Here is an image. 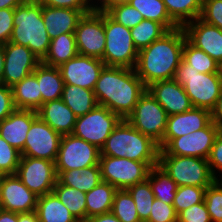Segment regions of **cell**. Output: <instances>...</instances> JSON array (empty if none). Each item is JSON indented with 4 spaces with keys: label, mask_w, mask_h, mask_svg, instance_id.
Masks as SVG:
<instances>
[{
    "label": "cell",
    "mask_w": 222,
    "mask_h": 222,
    "mask_svg": "<svg viewBox=\"0 0 222 222\" xmlns=\"http://www.w3.org/2000/svg\"><path fill=\"white\" fill-rule=\"evenodd\" d=\"M86 222H121V221L112 212H109L89 217Z\"/></svg>",
    "instance_id": "cell-52"
},
{
    "label": "cell",
    "mask_w": 222,
    "mask_h": 222,
    "mask_svg": "<svg viewBox=\"0 0 222 222\" xmlns=\"http://www.w3.org/2000/svg\"><path fill=\"white\" fill-rule=\"evenodd\" d=\"M56 172L57 180L62 185L73 187L84 193H88L102 180L100 165L89 166L83 169Z\"/></svg>",
    "instance_id": "cell-27"
},
{
    "label": "cell",
    "mask_w": 222,
    "mask_h": 222,
    "mask_svg": "<svg viewBox=\"0 0 222 222\" xmlns=\"http://www.w3.org/2000/svg\"><path fill=\"white\" fill-rule=\"evenodd\" d=\"M212 122L211 112L203 108L193 107L184 113L168 116L166 131L162 142L158 145L163 149L173 138L187 135L207 127Z\"/></svg>",
    "instance_id": "cell-20"
},
{
    "label": "cell",
    "mask_w": 222,
    "mask_h": 222,
    "mask_svg": "<svg viewBox=\"0 0 222 222\" xmlns=\"http://www.w3.org/2000/svg\"><path fill=\"white\" fill-rule=\"evenodd\" d=\"M42 5L74 10H94L96 7L90 0H38Z\"/></svg>",
    "instance_id": "cell-49"
},
{
    "label": "cell",
    "mask_w": 222,
    "mask_h": 222,
    "mask_svg": "<svg viewBox=\"0 0 222 222\" xmlns=\"http://www.w3.org/2000/svg\"><path fill=\"white\" fill-rule=\"evenodd\" d=\"M117 190L115 186L101 180L97 186L86 193V221L94 215L111 212Z\"/></svg>",
    "instance_id": "cell-29"
},
{
    "label": "cell",
    "mask_w": 222,
    "mask_h": 222,
    "mask_svg": "<svg viewBox=\"0 0 222 222\" xmlns=\"http://www.w3.org/2000/svg\"><path fill=\"white\" fill-rule=\"evenodd\" d=\"M199 18L222 30V0H203Z\"/></svg>",
    "instance_id": "cell-44"
},
{
    "label": "cell",
    "mask_w": 222,
    "mask_h": 222,
    "mask_svg": "<svg viewBox=\"0 0 222 222\" xmlns=\"http://www.w3.org/2000/svg\"><path fill=\"white\" fill-rule=\"evenodd\" d=\"M121 120L105 106L97 105L89 113L77 117L72 134L101 149Z\"/></svg>",
    "instance_id": "cell-10"
},
{
    "label": "cell",
    "mask_w": 222,
    "mask_h": 222,
    "mask_svg": "<svg viewBox=\"0 0 222 222\" xmlns=\"http://www.w3.org/2000/svg\"><path fill=\"white\" fill-rule=\"evenodd\" d=\"M18 222H39L35 211L28 213H18Z\"/></svg>",
    "instance_id": "cell-54"
},
{
    "label": "cell",
    "mask_w": 222,
    "mask_h": 222,
    "mask_svg": "<svg viewBox=\"0 0 222 222\" xmlns=\"http://www.w3.org/2000/svg\"><path fill=\"white\" fill-rule=\"evenodd\" d=\"M207 160L212 175L215 178L222 175V131L217 135Z\"/></svg>",
    "instance_id": "cell-47"
},
{
    "label": "cell",
    "mask_w": 222,
    "mask_h": 222,
    "mask_svg": "<svg viewBox=\"0 0 222 222\" xmlns=\"http://www.w3.org/2000/svg\"><path fill=\"white\" fill-rule=\"evenodd\" d=\"M147 91L164 108L168 116L193 108L184 88L174 79L154 82L147 86Z\"/></svg>",
    "instance_id": "cell-21"
},
{
    "label": "cell",
    "mask_w": 222,
    "mask_h": 222,
    "mask_svg": "<svg viewBox=\"0 0 222 222\" xmlns=\"http://www.w3.org/2000/svg\"><path fill=\"white\" fill-rule=\"evenodd\" d=\"M169 16L180 26L200 17L203 0H163Z\"/></svg>",
    "instance_id": "cell-35"
},
{
    "label": "cell",
    "mask_w": 222,
    "mask_h": 222,
    "mask_svg": "<svg viewBox=\"0 0 222 222\" xmlns=\"http://www.w3.org/2000/svg\"><path fill=\"white\" fill-rule=\"evenodd\" d=\"M173 79L184 88L193 107L196 108L211 112L222 94L221 73H201L183 60Z\"/></svg>",
    "instance_id": "cell-5"
},
{
    "label": "cell",
    "mask_w": 222,
    "mask_h": 222,
    "mask_svg": "<svg viewBox=\"0 0 222 222\" xmlns=\"http://www.w3.org/2000/svg\"><path fill=\"white\" fill-rule=\"evenodd\" d=\"M111 212L121 222H141L135 202L126 189L117 190L115 192Z\"/></svg>",
    "instance_id": "cell-40"
},
{
    "label": "cell",
    "mask_w": 222,
    "mask_h": 222,
    "mask_svg": "<svg viewBox=\"0 0 222 222\" xmlns=\"http://www.w3.org/2000/svg\"><path fill=\"white\" fill-rule=\"evenodd\" d=\"M104 66L105 64L101 59L78 54L61 64L58 68L64 84L94 90L99 74Z\"/></svg>",
    "instance_id": "cell-18"
},
{
    "label": "cell",
    "mask_w": 222,
    "mask_h": 222,
    "mask_svg": "<svg viewBox=\"0 0 222 222\" xmlns=\"http://www.w3.org/2000/svg\"><path fill=\"white\" fill-rule=\"evenodd\" d=\"M130 32L136 49L140 51L160 39L168 30L159 22L144 19L131 28Z\"/></svg>",
    "instance_id": "cell-37"
},
{
    "label": "cell",
    "mask_w": 222,
    "mask_h": 222,
    "mask_svg": "<svg viewBox=\"0 0 222 222\" xmlns=\"http://www.w3.org/2000/svg\"><path fill=\"white\" fill-rule=\"evenodd\" d=\"M0 222H18V213L0 209Z\"/></svg>",
    "instance_id": "cell-53"
},
{
    "label": "cell",
    "mask_w": 222,
    "mask_h": 222,
    "mask_svg": "<svg viewBox=\"0 0 222 222\" xmlns=\"http://www.w3.org/2000/svg\"><path fill=\"white\" fill-rule=\"evenodd\" d=\"M126 190L130 193L135 202L140 221L146 222L149 219L151 206L155 199L150 183L146 180L130 186Z\"/></svg>",
    "instance_id": "cell-39"
},
{
    "label": "cell",
    "mask_w": 222,
    "mask_h": 222,
    "mask_svg": "<svg viewBox=\"0 0 222 222\" xmlns=\"http://www.w3.org/2000/svg\"><path fill=\"white\" fill-rule=\"evenodd\" d=\"M147 181L150 183L155 198L173 205L178 185L164 169L159 165L151 167Z\"/></svg>",
    "instance_id": "cell-34"
},
{
    "label": "cell",
    "mask_w": 222,
    "mask_h": 222,
    "mask_svg": "<svg viewBox=\"0 0 222 222\" xmlns=\"http://www.w3.org/2000/svg\"><path fill=\"white\" fill-rule=\"evenodd\" d=\"M75 39L79 55L102 60L105 49V11L102 8L83 15L75 29Z\"/></svg>",
    "instance_id": "cell-11"
},
{
    "label": "cell",
    "mask_w": 222,
    "mask_h": 222,
    "mask_svg": "<svg viewBox=\"0 0 222 222\" xmlns=\"http://www.w3.org/2000/svg\"><path fill=\"white\" fill-rule=\"evenodd\" d=\"M53 192L78 222H86V193L73 187L62 185L58 180L55 183Z\"/></svg>",
    "instance_id": "cell-33"
},
{
    "label": "cell",
    "mask_w": 222,
    "mask_h": 222,
    "mask_svg": "<svg viewBox=\"0 0 222 222\" xmlns=\"http://www.w3.org/2000/svg\"><path fill=\"white\" fill-rule=\"evenodd\" d=\"M37 117L38 113L35 110L15 109L0 122V136L22 153L28 130Z\"/></svg>",
    "instance_id": "cell-22"
},
{
    "label": "cell",
    "mask_w": 222,
    "mask_h": 222,
    "mask_svg": "<svg viewBox=\"0 0 222 222\" xmlns=\"http://www.w3.org/2000/svg\"><path fill=\"white\" fill-rule=\"evenodd\" d=\"M101 149L73 134L63 135L60 140L56 171H70L99 165Z\"/></svg>",
    "instance_id": "cell-12"
},
{
    "label": "cell",
    "mask_w": 222,
    "mask_h": 222,
    "mask_svg": "<svg viewBox=\"0 0 222 222\" xmlns=\"http://www.w3.org/2000/svg\"><path fill=\"white\" fill-rule=\"evenodd\" d=\"M204 203L212 222H222V188L215 181L205 189Z\"/></svg>",
    "instance_id": "cell-43"
},
{
    "label": "cell",
    "mask_w": 222,
    "mask_h": 222,
    "mask_svg": "<svg viewBox=\"0 0 222 222\" xmlns=\"http://www.w3.org/2000/svg\"><path fill=\"white\" fill-rule=\"evenodd\" d=\"M215 182L222 188V175L217 176Z\"/></svg>",
    "instance_id": "cell-58"
},
{
    "label": "cell",
    "mask_w": 222,
    "mask_h": 222,
    "mask_svg": "<svg viewBox=\"0 0 222 222\" xmlns=\"http://www.w3.org/2000/svg\"><path fill=\"white\" fill-rule=\"evenodd\" d=\"M14 8L0 9V44L10 41L13 33Z\"/></svg>",
    "instance_id": "cell-48"
},
{
    "label": "cell",
    "mask_w": 222,
    "mask_h": 222,
    "mask_svg": "<svg viewBox=\"0 0 222 222\" xmlns=\"http://www.w3.org/2000/svg\"><path fill=\"white\" fill-rule=\"evenodd\" d=\"M37 113L43 121L61 136L73 133L77 116L62 99L43 103Z\"/></svg>",
    "instance_id": "cell-24"
},
{
    "label": "cell",
    "mask_w": 222,
    "mask_h": 222,
    "mask_svg": "<svg viewBox=\"0 0 222 222\" xmlns=\"http://www.w3.org/2000/svg\"><path fill=\"white\" fill-rule=\"evenodd\" d=\"M26 0H0V9L16 8L23 4Z\"/></svg>",
    "instance_id": "cell-55"
},
{
    "label": "cell",
    "mask_w": 222,
    "mask_h": 222,
    "mask_svg": "<svg viewBox=\"0 0 222 222\" xmlns=\"http://www.w3.org/2000/svg\"><path fill=\"white\" fill-rule=\"evenodd\" d=\"M11 89L16 109L37 111L42 106L39 83L33 73L14 84Z\"/></svg>",
    "instance_id": "cell-25"
},
{
    "label": "cell",
    "mask_w": 222,
    "mask_h": 222,
    "mask_svg": "<svg viewBox=\"0 0 222 222\" xmlns=\"http://www.w3.org/2000/svg\"><path fill=\"white\" fill-rule=\"evenodd\" d=\"M114 21L127 28H133L142 20V14L127 1H115L102 8Z\"/></svg>",
    "instance_id": "cell-38"
},
{
    "label": "cell",
    "mask_w": 222,
    "mask_h": 222,
    "mask_svg": "<svg viewBox=\"0 0 222 222\" xmlns=\"http://www.w3.org/2000/svg\"><path fill=\"white\" fill-rule=\"evenodd\" d=\"M207 187L180 186L177 188L173 206L177 215L192 205L204 201V193Z\"/></svg>",
    "instance_id": "cell-41"
},
{
    "label": "cell",
    "mask_w": 222,
    "mask_h": 222,
    "mask_svg": "<svg viewBox=\"0 0 222 222\" xmlns=\"http://www.w3.org/2000/svg\"><path fill=\"white\" fill-rule=\"evenodd\" d=\"M187 40L222 66V30L197 18L183 26Z\"/></svg>",
    "instance_id": "cell-19"
},
{
    "label": "cell",
    "mask_w": 222,
    "mask_h": 222,
    "mask_svg": "<svg viewBox=\"0 0 222 222\" xmlns=\"http://www.w3.org/2000/svg\"><path fill=\"white\" fill-rule=\"evenodd\" d=\"M168 114L156 99L146 90L126 120L158 145L162 142Z\"/></svg>",
    "instance_id": "cell-9"
},
{
    "label": "cell",
    "mask_w": 222,
    "mask_h": 222,
    "mask_svg": "<svg viewBox=\"0 0 222 222\" xmlns=\"http://www.w3.org/2000/svg\"><path fill=\"white\" fill-rule=\"evenodd\" d=\"M145 20L161 23L168 31L180 27L168 14L163 0H126Z\"/></svg>",
    "instance_id": "cell-32"
},
{
    "label": "cell",
    "mask_w": 222,
    "mask_h": 222,
    "mask_svg": "<svg viewBox=\"0 0 222 222\" xmlns=\"http://www.w3.org/2000/svg\"><path fill=\"white\" fill-rule=\"evenodd\" d=\"M61 99L77 117L89 113L98 105L93 90L71 84H64Z\"/></svg>",
    "instance_id": "cell-31"
},
{
    "label": "cell",
    "mask_w": 222,
    "mask_h": 222,
    "mask_svg": "<svg viewBox=\"0 0 222 222\" xmlns=\"http://www.w3.org/2000/svg\"><path fill=\"white\" fill-rule=\"evenodd\" d=\"M212 122L222 131V94L217 100L214 109L211 111Z\"/></svg>",
    "instance_id": "cell-51"
},
{
    "label": "cell",
    "mask_w": 222,
    "mask_h": 222,
    "mask_svg": "<svg viewBox=\"0 0 222 222\" xmlns=\"http://www.w3.org/2000/svg\"><path fill=\"white\" fill-rule=\"evenodd\" d=\"M182 60L201 73H221V65L187 39L184 42Z\"/></svg>",
    "instance_id": "cell-36"
},
{
    "label": "cell",
    "mask_w": 222,
    "mask_h": 222,
    "mask_svg": "<svg viewBox=\"0 0 222 222\" xmlns=\"http://www.w3.org/2000/svg\"><path fill=\"white\" fill-rule=\"evenodd\" d=\"M177 222H212V220L203 201L181 211L177 215Z\"/></svg>",
    "instance_id": "cell-46"
},
{
    "label": "cell",
    "mask_w": 222,
    "mask_h": 222,
    "mask_svg": "<svg viewBox=\"0 0 222 222\" xmlns=\"http://www.w3.org/2000/svg\"><path fill=\"white\" fill-rule=\"evenodd\" d=\"M61 137L38 116L28 130L21 156L56 162Z\"/></svg>",
    "instance_id": "cell-15"
},
{
    "label": "cell",
    "mask_w": 222,
    "mask_h": 222,
    "mask_svg": "<svg viewBox=\"0 0 222 222\" xmlns=\"http://www.w3.org/2000/svg\"><path fill=\"white\" fill-rule=\"evenodd\" d=\"M146 90L135 69L104 66L93 91L98 105L126 119Z\"/></svg>",
    "instance_id": "cell-1"
},
{
    "label": "cell",
    "mask_w": 222,
    "mask_h": 222,
    "mask_svg": "<svg viewBox=\"0 0 222 222\" xmlns=\"http://www.w3.org/2000/svg\"><path fill=\"white\" fill-rule=\"evenodd\" d=\"M93 10H74L42 5V18L50 39L61 34L75 33L79 20Z\"/></svg>",
    "instance_id": "cell-23"
},
{
    "label": "cell",
    "mask_w": 222,
    "mask_h": 222,
    "mask_svg": "<svg viewBox=\"0 0 222 222\" xmlns=\"http://www.w3.org/2000/svg\"><path fill=\"white\" fill-rule=\"evenodd\" d=\"M158 165L180 186L209 187L215 177L205 158L177 155H159Z\"/></svg>",
    "instance_id": "cell-6"
},
{
    "label": "cell",
    "mask_w": 222,
    "mask_h": 222,
    "mask_svg": "<svg viewBox=\"0 0 222 222\" xmlns=\"http://www.w3.org/2000/svg\"><path fill=\"white\" fill-rule=\"evenodd\" d=\"M77 55L75 33H66L51 39L48 52L41 62L49 66L59 67Z\"/></svg>",
    "instance_id": "cell-30"
},
{
    "label": "cell",
    "mask_w": 222,
    "mask_h": 222,
    "mask_svg": "<svg viewBox=\"0 0 222 222\" xmlns=\"http://www.w3.org/2000/svg\"><path fill=\"white\" fill-rule=\"evenodd\" d=\"M101 179L118 190L147 180L151 167L158 163H144L127 158L100 155Z\"/></svg>",
    "instance_id": "cell-8"
},
{
    "label": "cell",
    "mask_w": 222,
    "mask_h": 222,
    "mask_svg": "<svg viewBox=\"0 0 222 222\" xmlns=\"http://www.w3.org/2000/svg\"><path fill=\"white\" fill-rule=\"evenodd\" d=\"M21 153L0 136V175L15 174Z\"/></svg>",
    "instance_id": "cell-42"
},
{
    "label": "cell",
    "mask_w": 222,
    "mask_h": 222,
    "mask_svg": "<svg viewBox=\"0 0 222 222\" xmlns=\"http://www.w3.org/2000/svg\"><path fill=\"white\" fill-rule=\"evenodd\" d=\"M35 212L39 222H78L54 192L38 197Z\"/></svg>",
    "instance_id": "cell-28"
},
{
    "label": "cell",
    "mask_w": 222,
    "mask_h": 222,
    "mask_svg": "<svg viewBox=\"0 0 222 222\" xmlns=\"http://www.w3.org/2000/svg\"><path fill=\"white\" fill-rule=\"evenodd\" d=\"M15 109L11 87L0 84V122L7 118Z\"/></svg>",
    "instance_id": "cell-50"
},
{
    "label": "cell",
    "mask_w": 222,
    "mask_h": 222,
    "mask_svg": "<svg viewBox=\"0 0 222 222\" xmlns=\"http://www.w3.org/2000/svg\"><path fill=\"white\" fill-rule=\"evenodd\" d=\"M13 26L10 42L28 47L42 61L51 42L42 18V4L26 0L14 8Z\"/></svg>",
    "instance_id": "cell-4"
},
{
    "label": "cell",
    "mask_w": 222,
    "mask_h": 222,
    "mask_svg": "<svg viewBox=\"0 0 222 222\" xmlns=\"http://www.w3.org/2000/svg\"><path fill=\"white\" fill-rule=\"evenodd\" d=\"M138 52L130 28L114 21L105 12V49L102 57L105 66L134 69Z\"/></svg>",
    "instance_id": "cell-7"
},
{
    "label": "cell",
    "mask_w": 222,
    "mask_h": 222,
    "mask_svg": "<svg viewBox=\"0 0 222 222\" xmlns=\"http://www.w3.org/2000/svg\"><path fill=\"white\" fill-rule=\"evenodd\" d=\"M219 128L211 122L207 127L173 138L159 155L192 156L208 159Z\"/></svg>",
    "instance_id": "cell-14"
},
{
    "label": "cell",
    "mask_w": 222,
    "mask_h": 222,
    "mask_svg": "<svg viewBox=\"0 0 222 222\" xmlns=\"http://www.w3.org/2000/svg\"><path fill=\"white\" fill-rule=\"evenodd\" d=\"M15 174L38 197L53 192L57 182L55 162L45 159L21 156Z\"/></svg>",
    "instance_id": "cell-13"
},
{
    "label": "cell",
    "mask_w": 222,
    "mask_h": 222,
    "mask_svg": "<svg viewBox=\"0 0 222 222\" xmlns=\"http://www.w3.org/2000/svg\"><path fill=\"white\" fill-rule=\"evenodd\" d=\"M115 1H126V0H95V1H93V5L96 8H103L105 5H107L109 3H112V2H115Z\"/></svg>",
    "instance_id": "cell-57"
},
{
    "label": "cell",
    "mask_w": 222,
    "mask_h": 222,
    "mask_svg": "<svg viewBox=\"0 0 222 222\" xmlns=\"http://www.w3.org/2000/svg\"><path fill=\"white\" fill-rule=\"evenodd\" d=\"M38 196L16 174L0 175V209L14 213L36 210Z\"/></svg>",
    "instance_id": "cell-17"
},
{
    "label": "cell",
    "mask_w": 222,
    "mask_h": 222,
    "mask_svg": "<svg viewBox=\"0 0 222 222\" xmlns=\"http://www.w3.org/2000/svg\"><path fill=\"white\" fill-rule=\"evenodd\" d=\"M42 95V104L62 98L64 80L58 67L40 63L34 70Z\"/></svg>",
    "instance_id": "cell-26"
},
{
    "label": "cell",
    "mask_w": 222,
    "mask_h": 222,
    "mask_svg": "<svg viewBox=\"0 0 222 222\" xmlns=\"http://www.w3.org/2000/svg\"><path fill=\"white\" fill-rule=\"evenodd\" d=\"M186 39L183 27H178L138 52L134 69L146 87L157 81L174 78L182 60Z\"/></svg>",
    "instance_id": "cell-2"
},
{
    "label": "cell",
    "mask_w": 222,
    "mask_h": 222,
    "mask_svg": "<svg viewBox=\"0 0 222 222\" xmlns=\"http://www.w3.org/2000/svg\"><path fill=\"white\" fill-rule=\"evenodd\" d=\"M4 45L0 44V84H2L3 71H4Z\"/></svg>",
    "instance_id": "cell-56"
},
{
    "label": "cell",
    "mask_w": 222,
    "mask_h": 222,
    "mask_svg": "<svg viewBox=\"0 0 222 222\" xmlns=\"http://www.w3.org/2000/svg\"><path fill=\"white\" fill-rule=\"evenodd\" d=\"M146 222H177L174 206L155 198Z\"/></svg>",
    "instance_id": "cell-45"
},
{
    "label": "cell",
    "mask_w": 222,
    "mask_h": 222,
    "mask_svg": "<svg viewBox=\"0 0 222 222\" xmlns=\"http://www.w3.org/2000/svg\"><path fill=\"white\" fill-rule=\"evenodd\" d=\"M4 55L2 84L9 87L32 74L41 63L28 47L10 41L4 44Z\"/></svg>",
    "instance_id": "cell-16"
},
{
    "label": "cell",
    "mask_w": 222,
    "mask_h": 222,
    "mask_svg": "<svg viewBox=\"0 0 222 222\" xmlns=\"http://www.w3.org/2000/svg\"><path fill=\"white\" fill-rule=\"evenodd\" d=\"M159 150L156 142L122 119L101 148V155L158 163Z\"/></svg>",
    "instance_id": "cell-3"
}]
</instances>
